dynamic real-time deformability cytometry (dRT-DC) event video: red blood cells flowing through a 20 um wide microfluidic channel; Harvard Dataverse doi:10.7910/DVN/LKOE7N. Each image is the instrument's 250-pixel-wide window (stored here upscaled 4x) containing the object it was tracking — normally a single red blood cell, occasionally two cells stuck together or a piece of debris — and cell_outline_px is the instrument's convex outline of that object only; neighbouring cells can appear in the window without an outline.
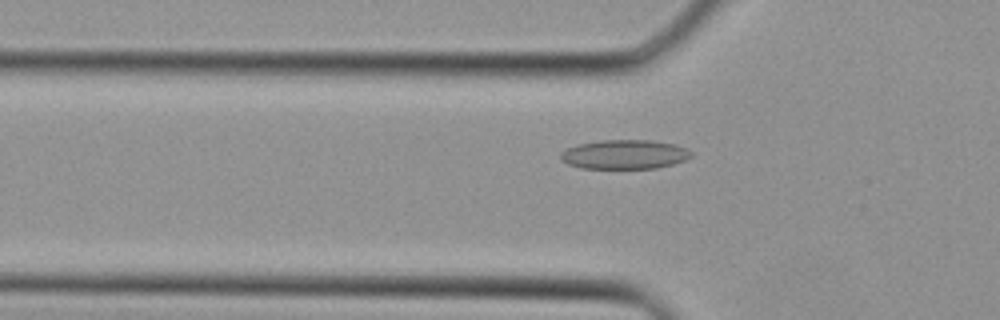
{"species": "Egyptian fruit bat (a non-hibernating species)", "species_latin": "Rousettus aegyptiacus", "temperature_condition": "cold", "stored_images_in_passage": 34, "camera_frame_rate_fps": 3000, "um_per_image_px": 0.085, "animal": {"sex": "female"}, "frame": {"image": 1, "passage_image": 7, "time_ms": 2.0, "image_size_px": [1000, 320], "cell_outline_px": [[692, 156], [684, 160], [672, 164], [656, 168], [580, 168], [568, 164], [560, 160], [560, 152], [568, 148], [580, 144], [600, 140], [652, 140], [676, 144], [688, 148], [692, 152]], "centroid_in_image_um": [53.1, 13.12], "position_along_channel_um": 72.7, "area_um2": 22.31}}
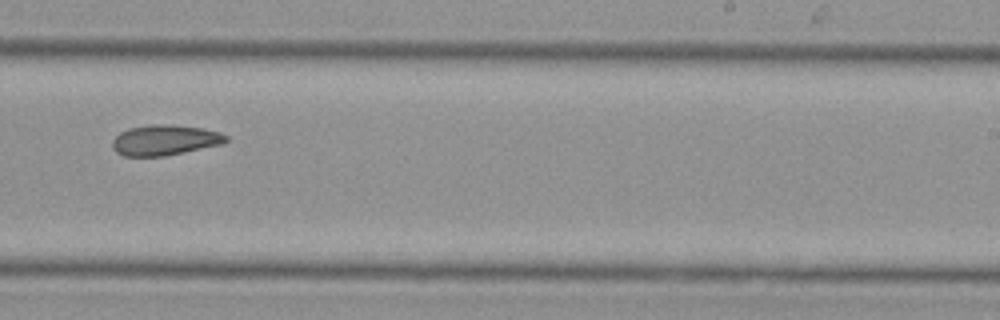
{"frame": {"image": 2, "passage_image": 19, "time_ms": 6.0, "image_size_px": [1000, 320], "cell_outline_px": [[228, 140], [224, 144], [164, 156], [124, 156], [116, 152], [112, 148], [112, 140], [120, 132], [128, 128], [148, 124], [168, 124], [200, 128], [220, 132], [228, 136]], "centroid_in_image_um": [14.0, 11.9], "position_along_channel_um": 275.0, "area_um2": 20.29}}
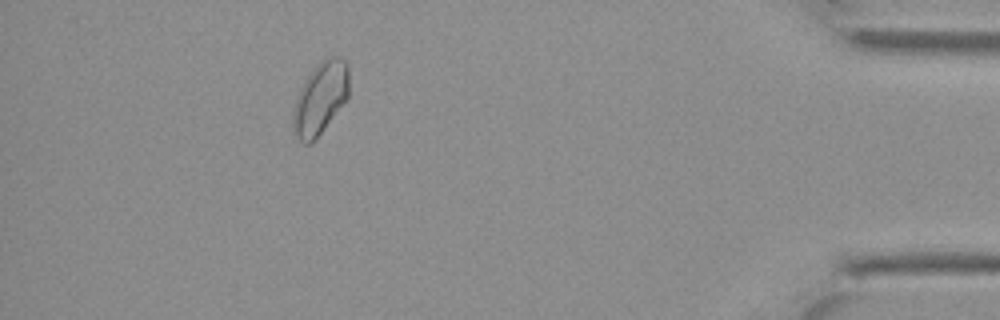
{"frame": {"image": 3, "passage_image": 30, "time_ms": 9.667, "image_size_px": [1000, 320], "cell_outline_px": [[348, 96], [320, 132], [308, 144], [304, 144], [292, 132], [292, 112], [296, 96], [304, 80], [324, 56], [340, 56], [348, 64]], "centroid_in_image_um": [27.19, 8.3], "position_along_channel_um": 408.0, "area_um2": 23.29}}